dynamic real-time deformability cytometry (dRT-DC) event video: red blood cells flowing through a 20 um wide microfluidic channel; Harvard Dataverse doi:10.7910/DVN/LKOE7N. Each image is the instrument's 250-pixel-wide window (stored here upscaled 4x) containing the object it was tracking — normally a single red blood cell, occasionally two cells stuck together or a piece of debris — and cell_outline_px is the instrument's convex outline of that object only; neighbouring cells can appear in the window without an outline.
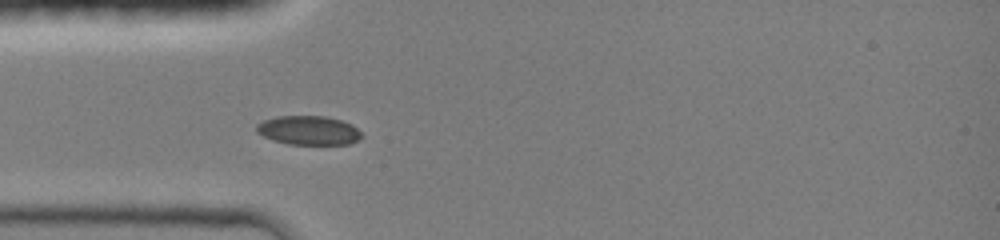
{"species": "common noctule bat (a hibernating species)", "species_latin": "Nyctalus noctula", "temperature_condition": "room temperature", "stored_images_in_passage": 3, "camera_frame_rate_fps": 3000, "um_per_image_px": 0.085, "animal": {"sex": "female", "body_mass_g": 19.0, "forearm_length_mm": 51.5}, "frame": {"image": 1, "passage_image": 3, "time_ms": 2.0, "image_size_px": [1000, 240], "cell_outline_px": [[364, 136], [348, 144], [288, 144], [272, 140], [256, 132], [256, 124], [264, 120], [276, 116], [324, 116], [340, 120], [352, 124]], "centroid_in_image_um": [26.2, 11.08], "position_along_channel_um": 58.8, "area_um2": 17.74}}